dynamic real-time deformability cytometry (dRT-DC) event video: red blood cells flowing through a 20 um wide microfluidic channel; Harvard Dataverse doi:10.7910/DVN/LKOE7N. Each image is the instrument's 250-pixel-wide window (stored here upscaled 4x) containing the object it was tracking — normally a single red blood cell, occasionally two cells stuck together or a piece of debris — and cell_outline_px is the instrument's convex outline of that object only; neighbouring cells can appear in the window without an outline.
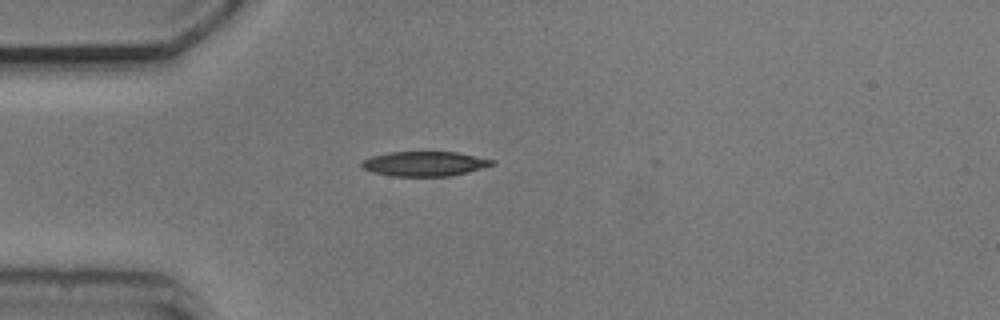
{"species": "common noctule bat (a hibernating species)", "species_latin": "Nyctalus noctula", "temperature_condition": "cold", "stored_images_in_passage": 1, "camera_frame_rate_fps": 3000, "um_per_image_px": 0.085, "animal": {"sex": "male", "body_mass_g": 20.5, "forearm_length_mm": 52.5}, "frame": {"image": 1, "passage_image": 1, "time_ms": 0.0, "image_size_px": [1000, 320], "cell_outline_px": [[496, 164], [468, 172], [452, 176], [392, 176], [372, 172], [360, 168], [360, 164], [364, 160], [372, 156], [392, 152], [456, 152], [496, 160]], "centroid_in_image_um": [36.1, 13.92], "position_along_channel_um": 48.9, "area_um2": 18.84}}